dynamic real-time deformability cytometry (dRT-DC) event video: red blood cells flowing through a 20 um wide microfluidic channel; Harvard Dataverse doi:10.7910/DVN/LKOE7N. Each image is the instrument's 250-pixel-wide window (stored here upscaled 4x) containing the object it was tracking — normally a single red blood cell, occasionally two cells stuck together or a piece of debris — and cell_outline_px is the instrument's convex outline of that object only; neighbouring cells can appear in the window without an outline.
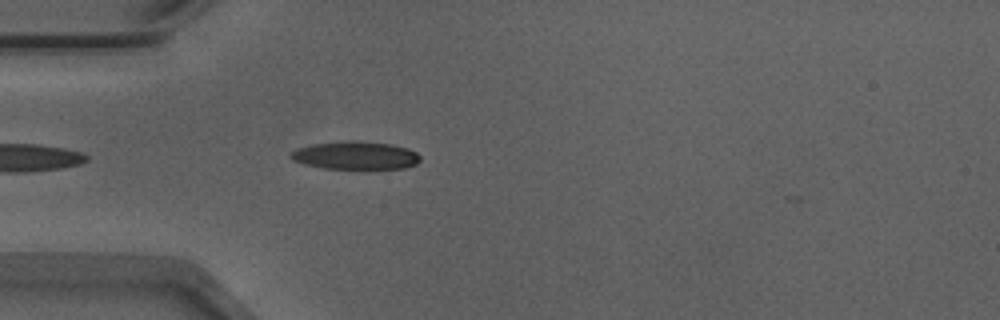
{"species": "Egyptian fruit bat (a non-hibernating species)", "species_latin": "Rousettus aegyptiacus", "temperature_condition": "warm", "stored_images_in_passage": 4, "camera_frame_rate_fps": 3000, "um_per_image_px": 0.085, "animal": {"sex": "male"}, "frame": {"image": 1, "passage_image": 3, "time_ms": 0.667, "image_size_px": [1000, 320], "cell_outline_px": [[420, 160], [416, 164], [404, 168], [324, 168], [304, 164], [292, 160], [288, 156], [292, 152], [300, 148], [312, 144], [348, 140], [356, 140], [392, 144], [408, 148], [416, 152], [420, 156]], "centroid_in_image_um": [30.23, 13.2], "position_along_channel_um": 54.8, "area_um2": 21.04}}